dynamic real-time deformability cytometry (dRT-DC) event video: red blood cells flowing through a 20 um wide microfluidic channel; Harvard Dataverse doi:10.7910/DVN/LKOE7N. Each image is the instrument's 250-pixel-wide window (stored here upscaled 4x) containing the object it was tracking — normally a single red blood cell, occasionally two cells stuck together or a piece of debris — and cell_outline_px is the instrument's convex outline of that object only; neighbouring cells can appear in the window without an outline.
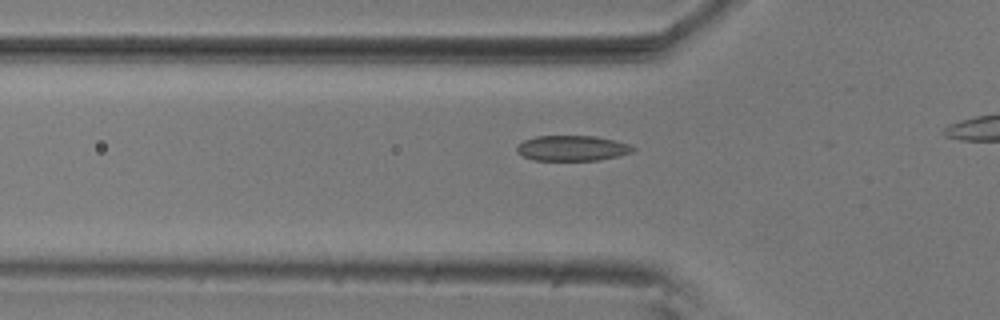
{"species": "common noctule bat (a hibernating species)", "species_latin": "Nyctalus noctula", "temperature_condition": "room temperature", "stored_images_in_passage": 16, "camera_frame_rate_fps": 3000, "um_per_image_px": 0.085, "animal": {"sex": "male", "body_mass_g": 20.5, "forearm_length_mm": 52.5}, "frame": {"image": 1, "passage_image": 10, "time_ms": 3.0, "image_size_px": [1000, 320], "cell_outline_px": [[636, 148], [632, 152], [600, 160], [532, 160], [516, 152], [516, 148], [524, 140], [536, 136], [596, 136], [628, 144]], "centroid_in_image_um": [48.61, 12.6], "position_along_channel_um": 77.2, "area_um2": 16.99}}
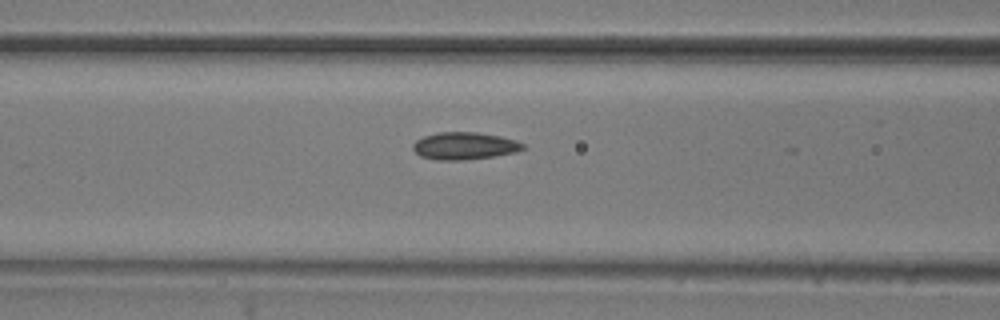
{"frame": {"image": 2, "passage_image": 14, "time_ms": 4.333, "image_size_px": [1000, 320], "cell_outline_px": [[528, 148], [516, 152], [492, 156], [464, 160], [436, 160], [420, 156], [412, 148], [412, 144], [416, 140], [424, 136], [440, 132], [476, 132], [500, 136], [516, 140], [524, 144]], "centroid_in_image_um": [39.49, 12.4], "position_along_channel_um": 127.1, "area_um2": 17.57}}